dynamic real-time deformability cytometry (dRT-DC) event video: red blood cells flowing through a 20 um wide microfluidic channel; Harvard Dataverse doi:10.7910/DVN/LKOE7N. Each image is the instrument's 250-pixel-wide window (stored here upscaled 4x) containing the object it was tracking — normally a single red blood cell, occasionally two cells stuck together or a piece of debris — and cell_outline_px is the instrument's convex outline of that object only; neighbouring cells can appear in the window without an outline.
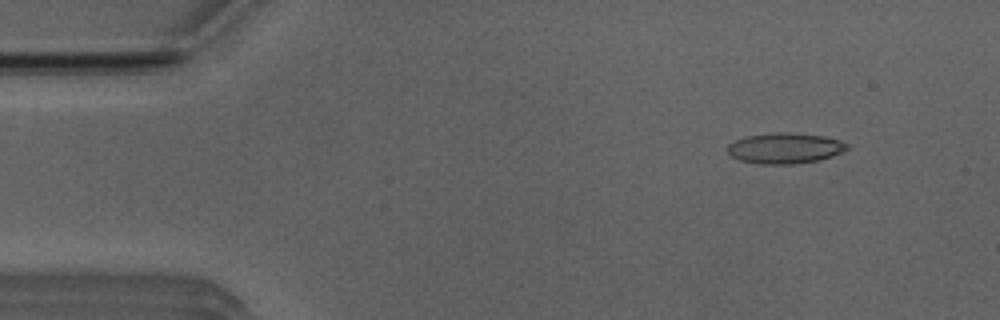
{"species": "Egyptian fruit bat (a non-hibernating species)", "species_latin": "Rousettus aegyptiacus", "temperature_condition": "room temperature", "stored_images_in_passage": 46, "camera_frame_rate_fps": 3000, "um_per_image_px": 0.085, "animal": {"sex": "male"}, "frame": {"image": 1, "passage_image": 1, "time_ms": 0.0, "image_size_px": [1000, 320], "cell_outline_px": [[848, 148], [844, 152], [832, 156], [816, 160], [792, 164], [756, 164], [740, 160], [732, 156], [728, 152], [728, 144], [744, 136], [772, 132], [788, 132], [824, 136], [840, 140], [848, 144]], "centroid_in_image_um": [66.71, 12.59], "position_along_channel_um": 18.3, "area_um2": 21.44}}
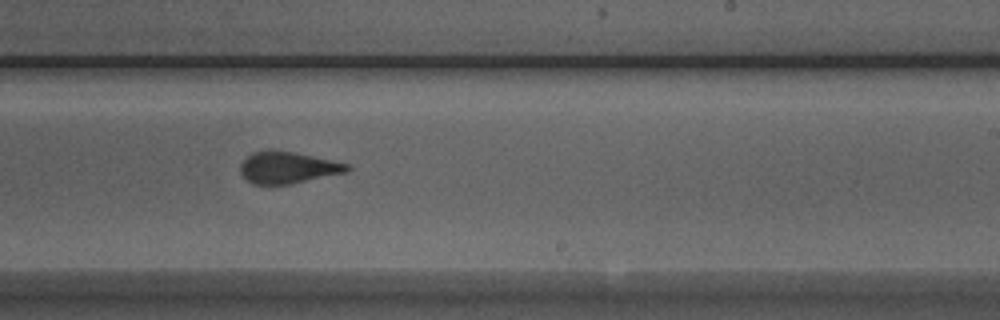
{"frame": {"image": 2, "passage_image": 26, "time_ms": 8.333, "image_size_px": [1000, 320], "cell_outline_px": [[352, 168], [348, 172], [292, 184], [252, 184], [240, 172], [240, 164], [252, 152], [292, 152], [332, 160], [348, 164]], "centroid_in_image_um": [24.51, 14.28], "position_along_channel_um": 264.5, "area_um2": 19.31}}
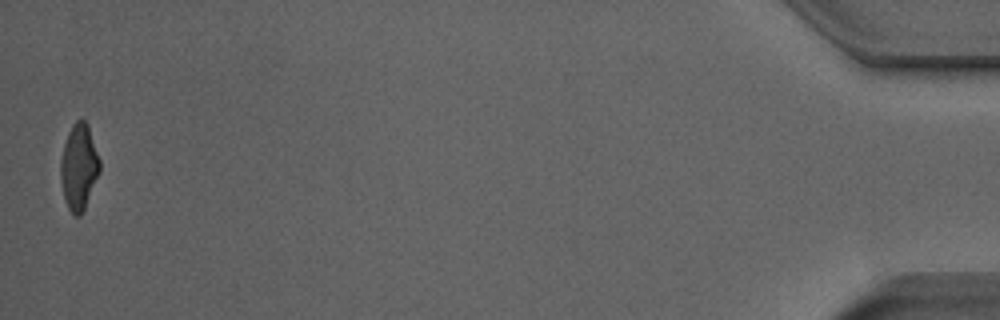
{"frame": {"image": 3, "passage_image": 46, "time_ms": 15.0, "image_size_px": [1000, 320], "cell_outline_px": [[100, 172], [84, 208], [80, 216], [76, 216], [68, 208], [64, 200], [60, 180], [60, 160], [64, 144], [68, 132], [72, 124], [76, 120], [84, 120], [88, 124], [100, 160]], "centroid_in_image_um": [6.69, 14.18], "position_along_channel_um": 428.5, "area_um2": 19.59}, "authors_computed_cell_mechanics": {"area_um2": 20.6057, "velocity_mm_per_s": 3.982, "shape_relaxation_time_tau1_ms": 9.357, "shape_relaxation_time_tau2_ms": 1.1284, "deformation_change_tau1": 0.2394, "deformation_change_tau2": 0.092}}